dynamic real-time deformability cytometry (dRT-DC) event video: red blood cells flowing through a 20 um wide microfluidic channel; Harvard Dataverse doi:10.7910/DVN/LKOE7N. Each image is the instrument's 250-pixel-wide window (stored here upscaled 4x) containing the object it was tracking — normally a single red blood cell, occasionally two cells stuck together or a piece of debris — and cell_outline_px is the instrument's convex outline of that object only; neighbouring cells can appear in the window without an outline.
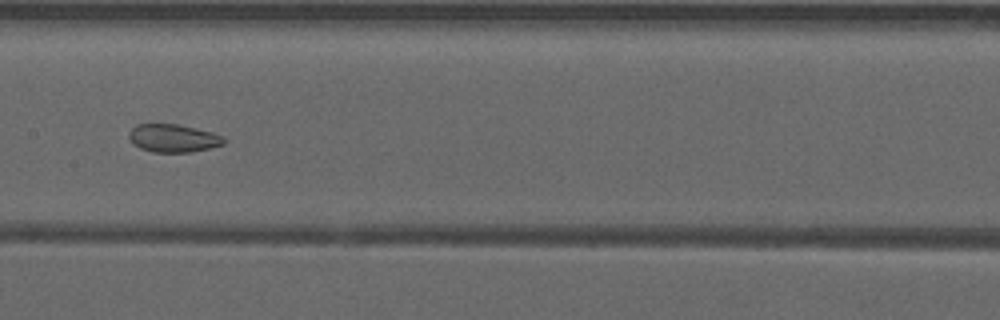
{"species": "common noctule bat (a hibernating species)", "species_latin": "Nyctalus noctula", "temperature_condition": "warm", "stored_images_in_passage": 37, "camera_frame_rate_fps": 3000, "um_per_image_px": 0.085, "animal": {"sex": "male", "forearm_length_mm": 52.5}, "frame": {"image": 1, "passage_image": 12, "time_ms": 3.667, "image_size_px": [1000, 320], "cell_outline_px": [[228, 140], [224, 144], [192, 152], [152, 152], [140, 148], [132, 144], [128, 136], [128, 132], [136, 124], [176, 124], [196, 128], [212, 132], [224, 136]], "centroid_in_image_um": [14.72, 11.74], "position_along_channel_um": 192.7, "area_um2": 15.66}}
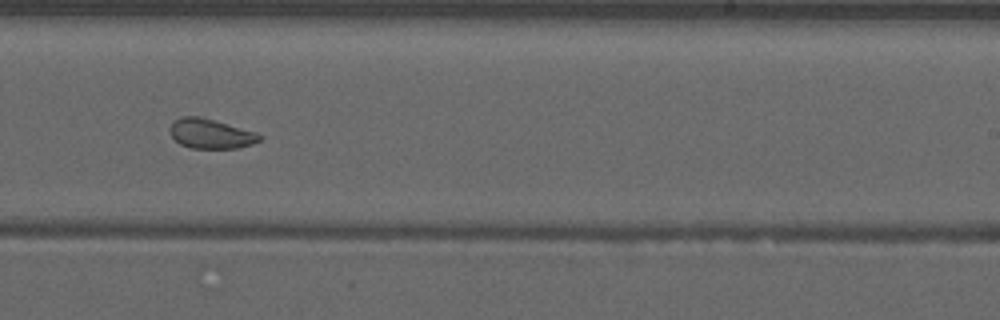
{"frame": {"image": 2, "passage_image": 18, "time_ms": 5.667, "image_size_px": [1000, 320], "cell_outline_px": [[264, 136], [260, 140], [252, 144], [236, 148], [192, 148], [180, 144], [168, 132], [168, 128], [176, 120], [184, 116], [196, 116], [212, 120], [256, 132]], "centroid_in_image_um": [17.91, 11.38], "position_along_channel_um": 271.1, "area_um2": 15.26}}
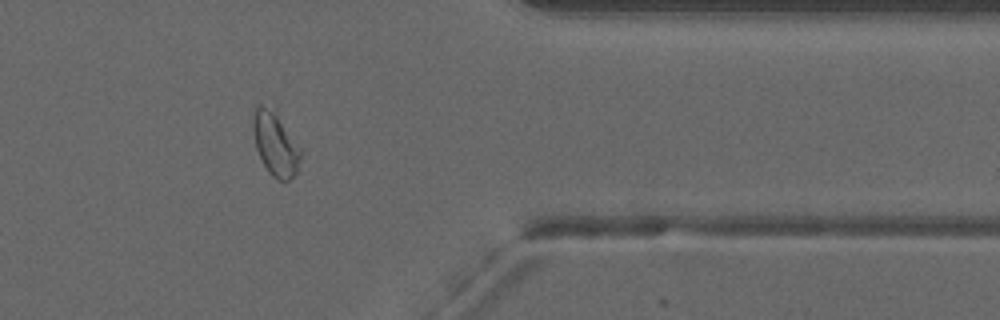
{"frame": {"image": 3, "passage_image": 28, "time_ms": 9.0, "image_size_px": [1000, 320], "cell_outline_px": [[300, 160], [296, 172], [288, 180], [276, 180], [268, 172], [256, 148], [252, 128], [252, 120], [256, 104], [260, 104], [276, 108], [300, 148]], "centroid_in_image_um": [23.38, 12.15], "position_along_channel_um": 388.0, "area_um2": 17.92}, "authors_computed_cell_mechanics": {"area_um2": 16.9354, "velocity_mm_per_s": 3.9417, "shape_relaxation_time_tau1_ms": null, "shape_relaxation_time_tau2_ms": 2.294, "deformation_change_tau1": null, "deformation_change_tau2": 0.084}}